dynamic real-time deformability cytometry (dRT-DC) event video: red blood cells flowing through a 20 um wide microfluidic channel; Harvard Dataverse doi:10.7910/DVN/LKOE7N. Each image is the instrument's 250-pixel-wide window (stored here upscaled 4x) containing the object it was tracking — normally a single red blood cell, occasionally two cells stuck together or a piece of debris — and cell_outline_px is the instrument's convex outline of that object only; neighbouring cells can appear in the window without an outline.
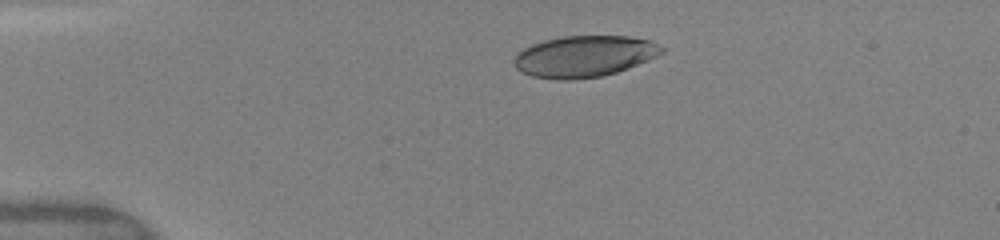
{"species": "human", "species_latin": "Homo sapiens", "temperature_condition": "warm", "stored_images_in_passage": 14, "camera_frame_rate_fps": 3000, "um_per_image_px": 0.085, "donor": {"sex": "female"}, "frame": {"image": 1, "passage_image": 1, "time_ms": 0.0, "image_size_px": [1000, 240], "cell_outline_px": [[664, 52], [648, 60], [616, 72], [604, 76], [572, 80], [556, 80], [532, 76], [516, 68], [512, 60], [524, 48], [532, 44], [544, 40], [564, 36], [628, 36], [648, 40], [664, 48]], "centroid_in_image_um": [49.64, 4.8], "position_along_channel_um": 35.4, "area_um2": 35.43}}
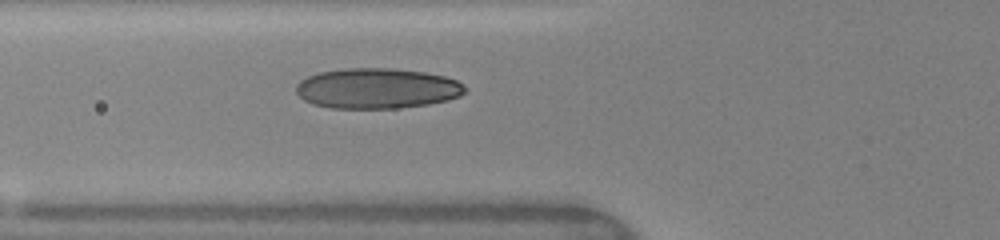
{"frame": {"image": 2, "passage_image": 9, "time_ms": 2.667, "image_size_px": [1000, 240], "cell_outline_px": [[468, 88], [460, 96], [448, 100], [428, 104], [396, 108], [332, 108], [312, 104], [304, 100], [296, 92], [296, 84], [300, 80], [308, 76], [320, 72], [344, 68], [392, 68], [424, 72], [444, 76], [456, 80], [464, 84]], "centroid_in_image_um": [32.05, 7.51], "position_along_channel_um": 93.7, "area_um2": 39.88}}
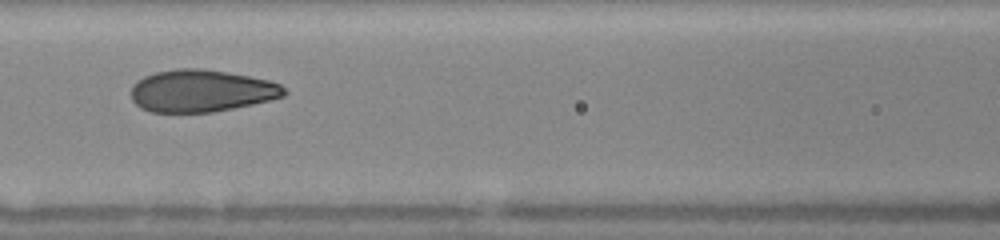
{"frame": {"image": 3, "passage_image": 12, "time_ms": 4.0, "image_size_px": [1000, 240], "cell_outline_px": [[288, 92], [284, 96], [252, 104], [212, 112], [152, 112], [140, 108], [132, 100], [132, 88], [136, 80], [144, 76], [156, 72], [176, 68], [200, 68], [228, 72], [268, 80], [280, 84]], "centroid_in_image_um": [17.09, 7.71], "position_along_channel_um": 149.5, "area_um2": 37.57}}